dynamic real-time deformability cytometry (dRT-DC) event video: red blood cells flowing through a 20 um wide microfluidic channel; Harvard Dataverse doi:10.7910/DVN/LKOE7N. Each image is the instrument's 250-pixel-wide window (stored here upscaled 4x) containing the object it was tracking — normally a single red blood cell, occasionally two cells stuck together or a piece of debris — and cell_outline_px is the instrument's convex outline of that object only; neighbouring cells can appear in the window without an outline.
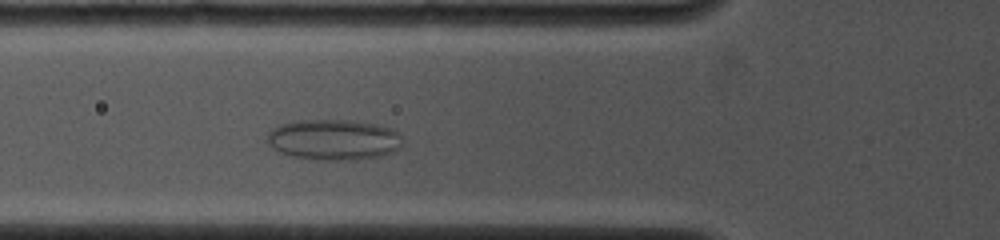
{"species": "common noctule bat (a hibernating species)", "species_latin": "Nyctalus noctula", "temperature_condition": "cold", "stored_images_in_passage": 8, "camera_frame_rate_fps": 4000, "um_per_image_px": 0.085, "animal": {"sex": "female", "body_mass_g": 19.0, "forearm_length_mm": 53.3}, "frame": {"image": 1, "passage_image": 8, "time_ms": 3.25, "image_size_px": [1000, 240], "cell_outline_px": [[400, 148], [392, 152], [380, 156], [356, 160], [320, 160], [288, 156], [272, 148], [264, 140], [268, 132], [272, 128], [280, 124], [296, 120], [348, 120], [376, 124], [392, 128], [400, 132]], "centroid_in_image_um": [28.31, 11.87], "position_along_channel_um": 97.5, "area_um2": 32.54}}